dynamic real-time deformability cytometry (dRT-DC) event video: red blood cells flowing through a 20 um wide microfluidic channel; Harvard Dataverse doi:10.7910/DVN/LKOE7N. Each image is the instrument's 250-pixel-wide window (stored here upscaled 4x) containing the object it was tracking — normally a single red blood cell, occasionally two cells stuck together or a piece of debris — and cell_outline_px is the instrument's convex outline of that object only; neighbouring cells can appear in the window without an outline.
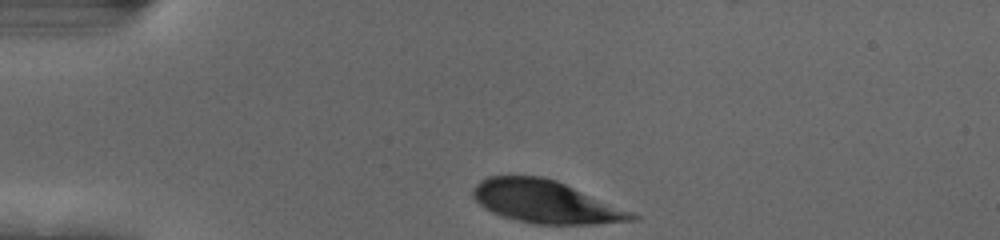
{"species": "human", "species_latin": "Homo sapiens", "temperature_condition": "cold", "stored_images_in_passage": 34, "camera_frame_rate_fps": 3000, "um_per_image_px": 0.085, "donor": {"sex": "female"}, "frame": {"image": 1, "passage_image": 1, "time_ms": 0.0, "image_size_px": [1000, 240], "cell_outline_px": [[640, 220], [596, 224], [536, 224], [516, 220], [500, 216], [484, 208], [472, 196], [472, 188], [480, 180], [488, 176], [540, 176], [556, 180], [632, 212], [640, 216]], "centroid_in_image_um": [46.36, 17.16], "position_along_channel_um": 38.6, "area_um2": 39.36}}
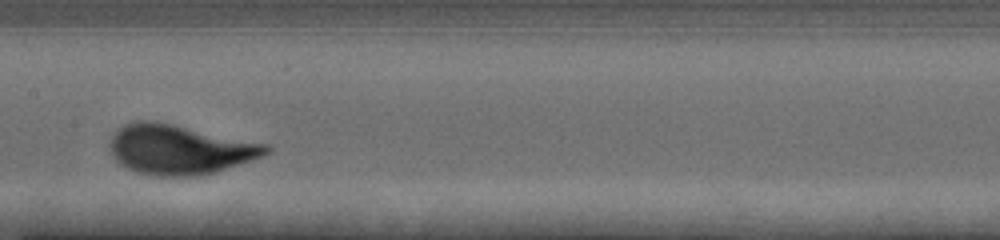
{"frame": {"image": 2, "passage_image": 17, "time_ms": 5.333, "image_size_px": [1000, 240], "cell_outline_px": [[272, 148], [268, 152], [252, 160], [216, 172], [196, 176], [156, 176], [136, 172], [120, 164], [116, 160], [108, 144], [112, 136], [124, 124], [136, 120], [148, 120], [172, 124], [268, 144]], "centroid_in_image_um": [15.25, 12.71], "position_along_channel_um": 192.1, "area_um2": 44.97}}
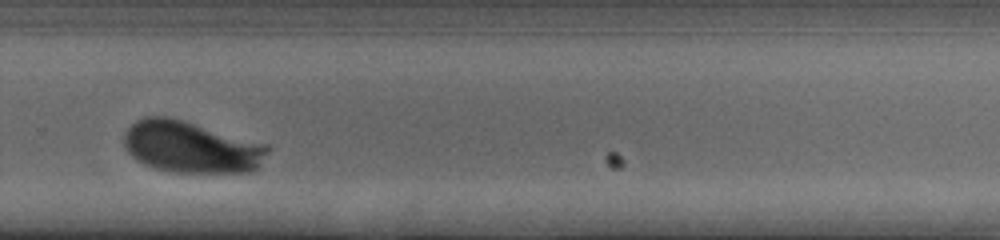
{"frame": {"image": 3, "passage_image": 27, "time_ms": 8.667, "image_size_px": [1000, 240], "cell_outline_px": [[272, 148], [256, 172], [176, 172], [152, 168], [136, 160], [128, 152], [124, 144], [124, 132], [136, 120], [148, 116], [168, 116], [268, 144]], "centroid_in_image_um": [16.28, 12.5], "position_along_channel_um": 313.5, "area_um2": 43.58}, "authors_computed_cell_mechanics": {"area_um2": 43.2055, "velocity_mm_per_s": 3.658, "shape_relaxation_time_tau1_ms": 2.1788, "shape_relaxation_time_tau2_ms": null, "deformation_change_tau1": 0.1473, "deformation_change_tau2": null}}